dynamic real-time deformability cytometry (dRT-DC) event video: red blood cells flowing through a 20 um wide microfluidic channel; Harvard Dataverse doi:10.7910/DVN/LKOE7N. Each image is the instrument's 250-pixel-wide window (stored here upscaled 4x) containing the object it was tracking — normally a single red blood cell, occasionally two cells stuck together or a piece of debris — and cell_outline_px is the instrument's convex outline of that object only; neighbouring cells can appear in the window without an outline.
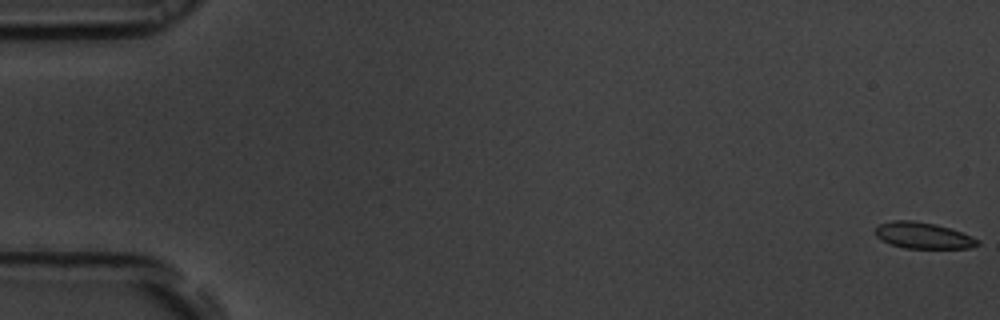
{"species": "common noctule bat (a hibernating species)", "species_latin": "Nyctalus noctula", "temperature_condition": "room temperature", "stored_images_in_passage": 56, "camera_frame_rate_fps": 3000, "um_per_image_px": 0.085, "animal": {"sex": "male", "body_mass_g": 19.5, "forearm_length_mm": 54.6}, "frame": {"image": 1, "passage_image": 1, "time_ms": 0.0, "image_size_px": [1000, 320], "cell_outline_px": [[980, 244], [968, 248], [904, 248], [888, 244], [880, 240], [876, 236], [876, 228], [880, 224], [892, 220], [912, 220], [936, 224], [960, 232], [980, 240]], "centroid_in_image_um": [78.42, 20.02], "position_along_channel_um": 6.6, "area_um2": 15.61}}
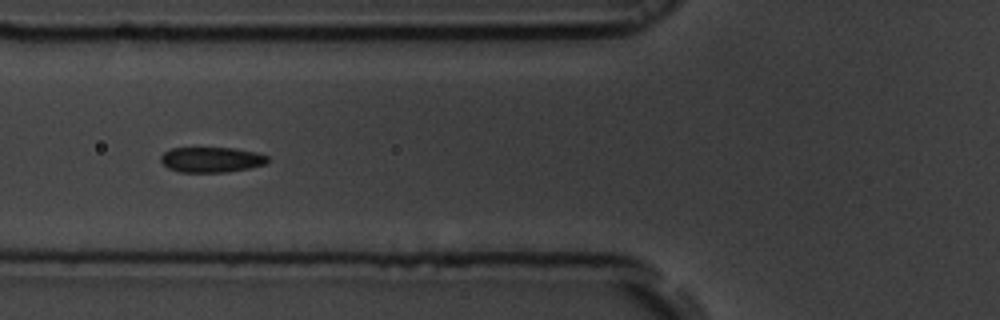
{"frame": {"image": 2, "passage_image": 22, "time_ms": 7.0, "image_size_px": [1000, 320], "cell_outline_px": [[268, 160], [264, 164], [248, 168], [228, 172], [180, 172], [168, 168], [160, 160], [160, 156], [164, 152], [172, 148], [232, 148], [256, 152], [268, 156]], "centroid_in_image_um": [17.95, 13.57], "position_along_channel_um": 107.9, "area_um2": 15.66}}
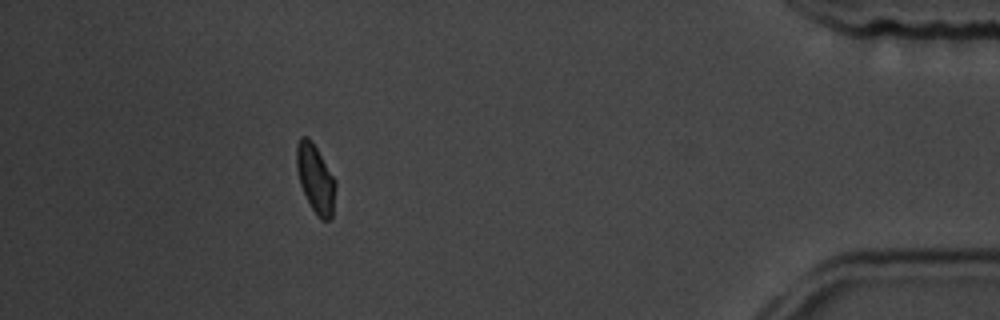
{"frame": {"image": 3, "passage_image": 51, "time_ms": 16.667, "image_size_px": [1000, 320], "cell_outline_px": [[336, 188], [332, 216], [328, 220], [320, 220], [316, 216], [300, 184], [296, 168], [296, 144], [300, 136], [308, 136], [316, 148], [336, 180]], "centroid_in_image_um": [26.81, 15.18], "position_along_channel_um": 408.4, "area_um2": 15.55}, "authors_computed_cell_mechanics": {"area_um2": 16.1262, "velocity_mm_per_s": 3.6669, "shape_relaxation_time_tau1_ms": 4.5034, "shape_relaxation_time_tau2_ms": 1.812, "deformation_change_tau1": 0.097, "deformation_change_tau2": 0.0533}}